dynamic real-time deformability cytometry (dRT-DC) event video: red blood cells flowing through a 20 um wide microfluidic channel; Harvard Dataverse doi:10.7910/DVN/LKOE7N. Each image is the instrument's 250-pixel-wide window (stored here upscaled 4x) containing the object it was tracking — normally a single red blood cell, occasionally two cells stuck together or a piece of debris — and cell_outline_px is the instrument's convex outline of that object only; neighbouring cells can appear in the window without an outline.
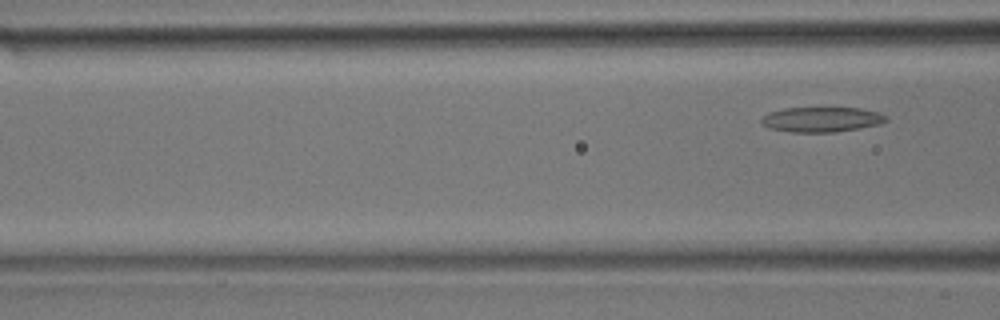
{"species": "common noctule bat (a hibernating species)", "species_latin": "Nyctalus noctula", "temperature_condition": "room temperature", "stored_images_in_passage": 6, "segment_of_instrument_passage": [2, 2], "camera_frame_rate_fps": 3000, "um_per_image_px": 0.085, "animal": {"sex": "male", "body_mass_g": 17.9}, "frame": {"image": 1, "passage_image": 6, "time_ms": 6.667, "image_size_px": [1000, 320], "cell_outline_px": [[888, 120], [880, 124], [860, 128], [836, 132], [788, 132], [768, 128], [760, 120], [768, 112], [784, 108], [860, 108], [880, 112], [888, 116]], "centroid_in_image_um": [69.86, 10.15], "position_along_channel_um": 96.7, "area_um2": 18.32}}